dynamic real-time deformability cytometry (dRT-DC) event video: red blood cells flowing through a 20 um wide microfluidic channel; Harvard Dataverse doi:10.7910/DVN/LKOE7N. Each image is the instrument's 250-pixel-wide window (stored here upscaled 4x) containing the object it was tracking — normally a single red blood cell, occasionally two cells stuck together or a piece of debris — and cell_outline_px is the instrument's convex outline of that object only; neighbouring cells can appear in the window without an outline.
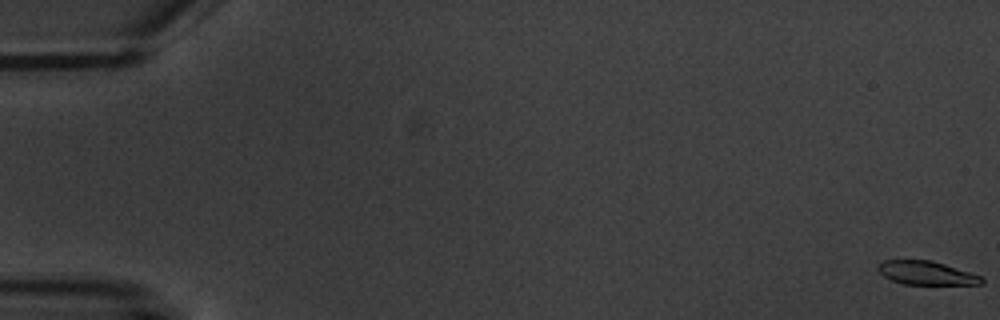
{"species": "common noctule bat (a hibernating species)", "species_latin": "Nyctalus noctula", "temperature_condition": "warm", "stored_images_in_passage": 6, "camera_frame_rate_fps": 3000, "um_per_image_px": 0.085, "animal": {"sex": "male", "body_mass_g": 20.1, "forearm_length_mm": 53.5}, "frame": {"image": 1, "passage_image": 1, "time_ms": 0.0, "image_size_px": [1000, 320], "cell_outline_px": [[984, 284], [904, 284], [892, 280], [884, 276], [876, 268], [884, 260], [932, 260], [980, 276], [984, 280]], "centroid_in_image_um": [78.72, 23.2], "position_along_channel_um": 6.3, "area_um2": 13.99}}
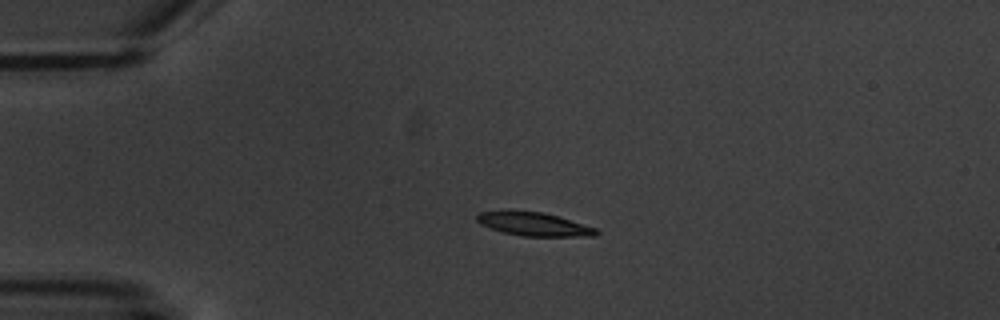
{"frame": {"image": 2, "passage_image": 5, "time_ms": 4.667, "image_size_px": [1000, 320], "cell_outline_px": [[600, 232], [596, 236], [520, 236], [488, 228], [480, 224], [476, 220], [476, 216], [480, 212], [544, 212], [596, 228]], "centroid_in_image_um": [45.4, 19.08], "position_along_channel_um": 39.6, "area_um2": 15.95}}